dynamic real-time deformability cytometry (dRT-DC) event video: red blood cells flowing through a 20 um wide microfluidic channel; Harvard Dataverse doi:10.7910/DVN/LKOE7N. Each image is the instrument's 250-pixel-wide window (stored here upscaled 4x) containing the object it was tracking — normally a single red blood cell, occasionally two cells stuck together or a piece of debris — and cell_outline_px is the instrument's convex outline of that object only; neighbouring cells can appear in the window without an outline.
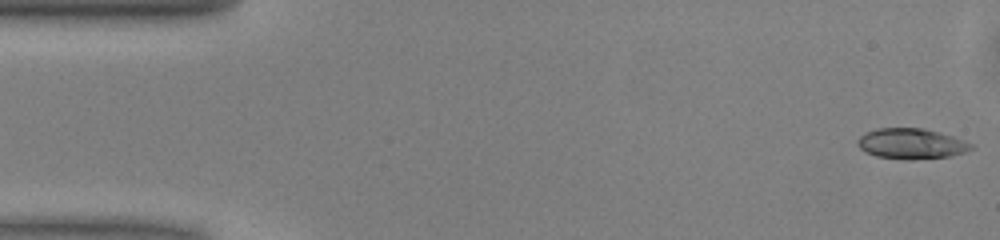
{"species": "common noctule bat (a hibernating species)", "species_latin": "Nyctalus noctula", "temperature_condition": "warm", "stored_images_in_passage": 50, "camera_frame_rate_fps": 3000, "um_per_image_px": 0.085, "animal": {"sex": "male", "body_mass_g": 13.0, "forearm_length_mm": 53.1}, "frame": {"image": 1, "passage_image": 1, "time_ms": 0.0, "image_size_px": [1000, 240], "cell_outline_px": [[976, 148], [964, 152], [948, 156], [912, 160], [904, 160], [876, 156], [864, 152], [856, 144], [856, 140], [860, 136], [876, 128], [924, 128], [940, 132], [952, 136], [972, 144]], "centroid_in_image_um": [77.43, 12.22], "position_along_channel_um": 7.6, "area_um2": 20.29}}
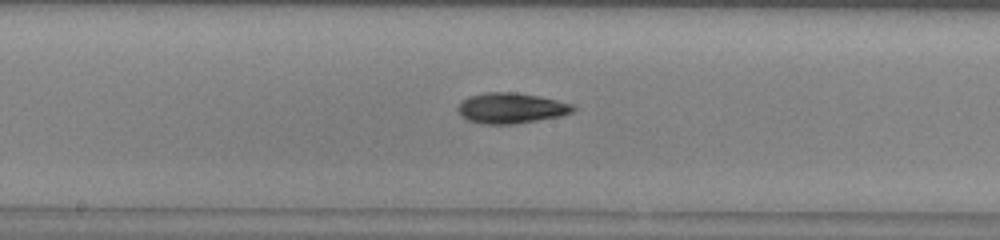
{"frame": {"image": 2, "passage_image": 25, "time_ms": 8.0, "image_size_px": [1000, 240], "cell_outline_px": [[576, 108], [572, 112], [560, 116], [516, 124], [484, 124], [468, 120], [460, 112], [460, 104], [468, 96], [484, 92], [516, 92], [576, 104]], "centroid_in_image_um": [43.5, 9.18], "position_along_channel_um": 204.7, "area_um2": 20.29}}
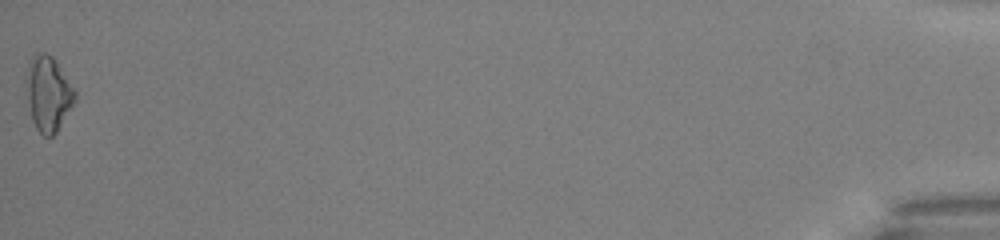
{"frame": {"image": 3, "passage_image": 50, "time_ms": 16.333, "image_size_px": [1000, 240], "cell_outline_px": [[76, 100], [56, 132], [52, 136], [44, 136], [36, 128], [32, 120], [24, 88], [28, 68], [32, 56], [36, 52], [44, 52], [52, 56], [56, 60], [76, 92]], "centroid_in_image_um": [4.08, 7.94], "position_along_channel_um": 431.1, "area_um2": 21.33}, "authors_computed_cell_mechanics": {"area_um2": 19.3919, "velocity_mm_per_s": 4.0413, "shape_relaxation_time_tau1_ms": 5.0272, "shape_relaxation_time_tau2_ms": 3.816, "deformation_change_tau1": 0.1664, "deformation_change_tau2": 0.1064}}